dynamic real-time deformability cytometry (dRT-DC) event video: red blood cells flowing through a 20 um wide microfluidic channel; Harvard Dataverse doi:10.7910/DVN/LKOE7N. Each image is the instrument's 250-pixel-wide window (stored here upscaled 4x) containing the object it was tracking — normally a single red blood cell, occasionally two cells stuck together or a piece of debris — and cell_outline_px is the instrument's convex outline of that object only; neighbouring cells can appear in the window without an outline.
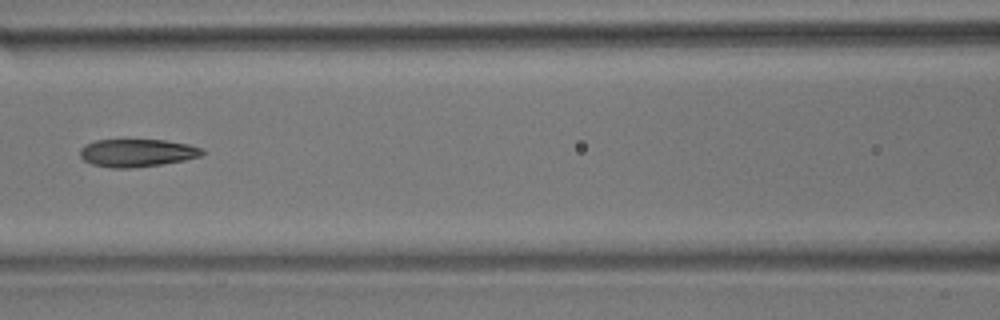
{"species": "common noctule bat (a hibernating species)", "species_latin": "Nyctalus noctula", "temperature_condition": "room temperature", "stored_images_in_passage": 9, "camera_frame_rate_fps": 3000, "um_per_image_px": 0.085, "animal": {"sex": "male", "body_mass_g": 17.9}, "frame": {"image": 1, "passage_image": 6, "time_ms": 6.0, "image_size_px": [1000, 320], "cell_outline_px": [[204, 152], [200, 156], [184, 160], [164, 164], [132, 168], [112, 168], [92, 164], [84, 160], [80, 156], [80, 148], [84, 144], [96, 140], [164, 140], [188, 144], [200, 148]], "centroid_in_image_um": [11.61, 13.0], "position_along_channel_um": 155.0, "area_um2": 19.77}}
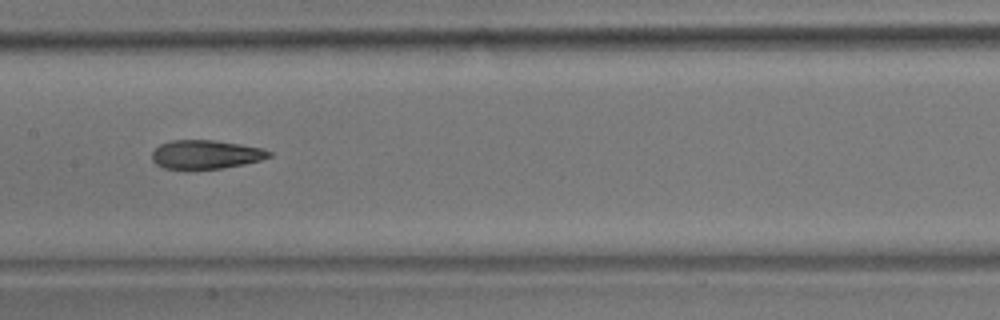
{"frame": {"image": 2, "passage_image": 7, "time_ms": 7.0, "image_size_px": [1000, 320], "cell_outline_px": [[272, 156], [260, 160], [244, 164], [220, 168], [188, 172], [184, 172], [164, 168], [156, 164], [152, 160], [152, 152], [160, 144], [172, 140], [212, 140], [240, 144], [264, 148], [272, 152]], "centroid_in_image_um": [17.45, 13.17], "position_along_channel_um": 189.9, "area_um2": 20.29}}